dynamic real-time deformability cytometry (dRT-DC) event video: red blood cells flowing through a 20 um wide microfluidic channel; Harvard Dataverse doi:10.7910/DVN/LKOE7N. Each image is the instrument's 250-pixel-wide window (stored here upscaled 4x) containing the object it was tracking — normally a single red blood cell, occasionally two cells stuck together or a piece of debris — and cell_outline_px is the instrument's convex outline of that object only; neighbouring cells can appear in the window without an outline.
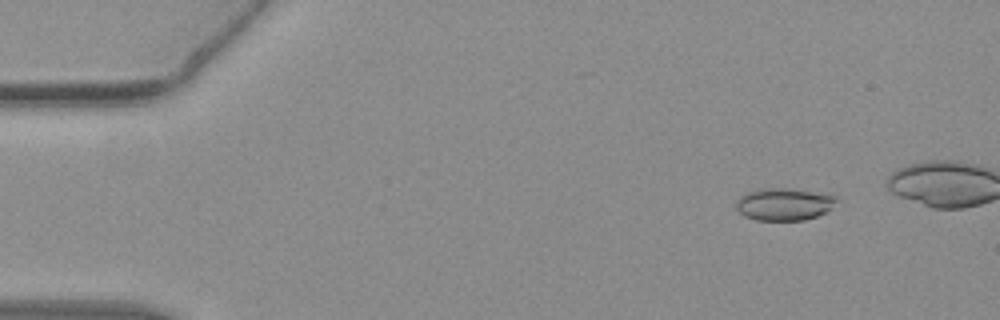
{"species": "common noctule bat (a hibernating species)", "species_latin": "Nyctalus noctula", "temperature_condition": "warm", "stored_images_in_passage": 43, "camera_frame_rate_fps": 3000, "um_per_image_px": 0.085, "animal": {"sex": "female", "body_mass_g": 19.3, "forearm_length_mm": 54.1}, "frame": {"image": 1, "passage_image": 1, "time_ms": 0.0, "image_size_px": [1000, 320], "cell_outline_px": [[836, 200], [828, 212], [804, 220], [756, 220], [744, 216], [736, 208], [736, 200], [740, 196], [748, 192], [760, 188], [788, 188], [836, 196]], "centroid_in_image_um": [66.6, 17.36], "position_along_channel_um": 18.4, "area_um2": 18.79}}
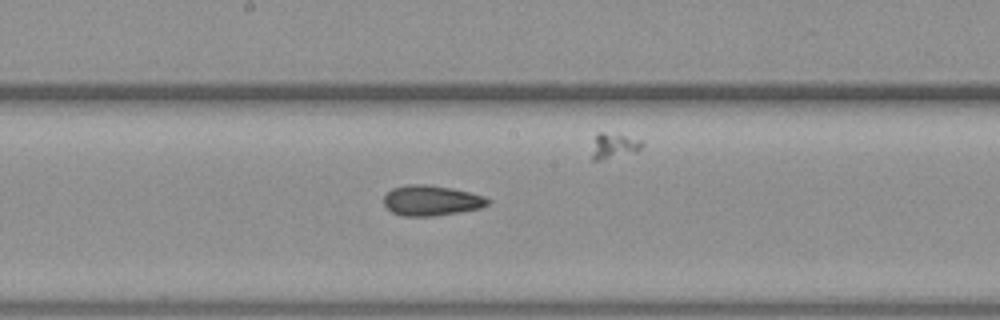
{"frame": {"image": 2, "passage_image": 24, "time_ms": 7.667, "image_size_px": [1000, 320], "cell_outline_px": [[492, 200], [488, 204], [480, 208], [460, 212], [432, 216], [404, 216], [392, 212], [384, 204], [384, 196], [392, 188], [408, 184], [428, 184], [452, 188], [484, 196]], "centroid_in_image_um": [36.67, 17.04], "position_along_channel_um": 211.5, "area_um2": 18.38}}
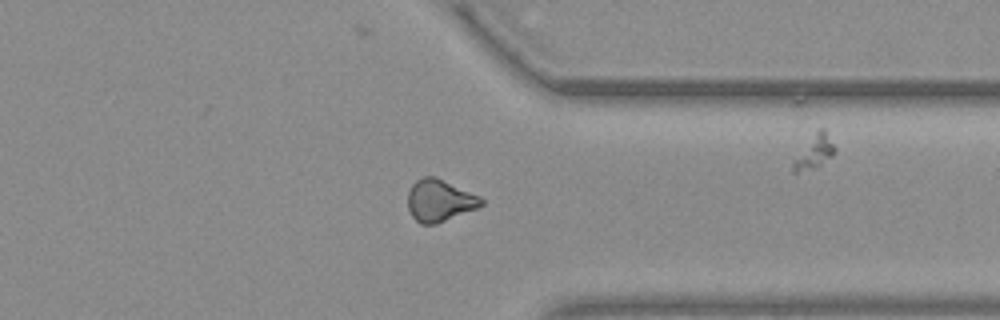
{"frame": {"image": 3, "passage_image": 37, "time_ms": 12.0, "image_size_px": [1000, 320], "cell_outline_px": [[484, 204], [476, 208], [436, 224], [420, 224], [412, 216], [408, 208], [408, 192], [412, 184], [416, 180], [424, 176], [436, 176], [480, 196], [484, 200]], "centroid_in_image_um": [37.36, 17.03], "position_along_channel_um": 374.0, "area_um2": 17.98}, "authors_computed_cell_mechanics": {"area_um2": 18.3804, "velocity_mm_per_s": 3.8228, "shape_relaxation_time_tau1_ms": null, "shape_relaxation_time_tau2_ms": 4.8578, "deformation_change_tau1": null, "deformation_change_tau2": 0.0856}}